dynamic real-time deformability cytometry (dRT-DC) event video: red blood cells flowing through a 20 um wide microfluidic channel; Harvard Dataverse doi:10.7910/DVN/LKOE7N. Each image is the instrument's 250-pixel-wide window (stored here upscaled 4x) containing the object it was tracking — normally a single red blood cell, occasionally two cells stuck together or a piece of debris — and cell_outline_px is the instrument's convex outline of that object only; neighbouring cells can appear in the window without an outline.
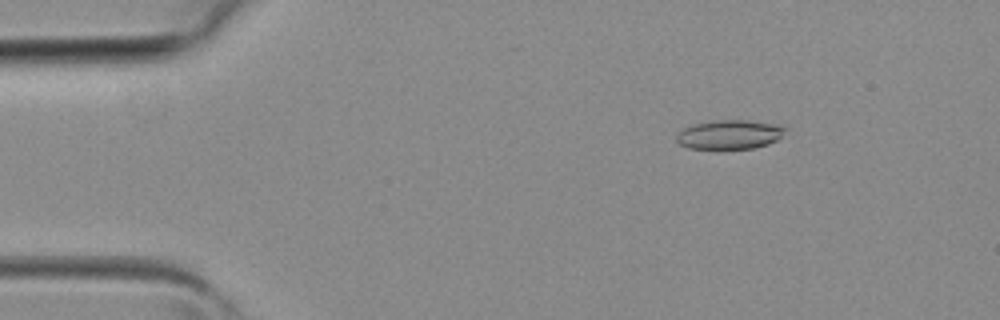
{"species": "common noctule bat (a hibernating species)", "species_latin": "Nyctalus noctula", "temperature_condition": "room temperature", "stored_images_in_passage": 4, "camera_frame_rate_fps": 3000, "um_per_image_px": 0.085, "animal": {"sex": "female", "body_mass_g": 19.3, "forearm_length_mm": 54.1}, "frame": {"image": 1, "passage_image": 2, "time_ms": 0.333, "image_size_px": [1000, 320], "cell_outline_px": [[788, 128], [776, 140], [768, 144], [752, 148], [688, 148], [680, 144], [676, 140], [676, 136], [684, 128], [692, 124], [716, 120], [748, 120], [780, 124]], "centroid_in_image_um": [62.03, 11.41], "position_along_channel_um": 23.0, "area_um2": 18.38}}
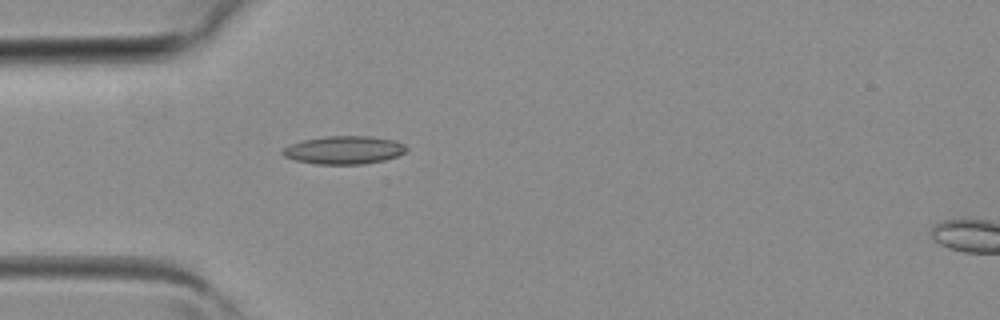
{"frame": {"image": 2, "passage_image": 3, "time_ms": 0.667, "image_size_px": [1000, 320], "cell_outline_px": [[408, 148], [404, 152], [396, 156], [384, 160], [364, 164], [316, 164], [296, 160], [284, 156], [280, 152], [284, 148], [292, 144], [304, 140], [328, 136], [372, 136], [392, 140], [404, 144]], "centroid_in_image_um": [29.25, 12.75], "position_along_channel_um": 55.8, "area_um2": 20.06}}